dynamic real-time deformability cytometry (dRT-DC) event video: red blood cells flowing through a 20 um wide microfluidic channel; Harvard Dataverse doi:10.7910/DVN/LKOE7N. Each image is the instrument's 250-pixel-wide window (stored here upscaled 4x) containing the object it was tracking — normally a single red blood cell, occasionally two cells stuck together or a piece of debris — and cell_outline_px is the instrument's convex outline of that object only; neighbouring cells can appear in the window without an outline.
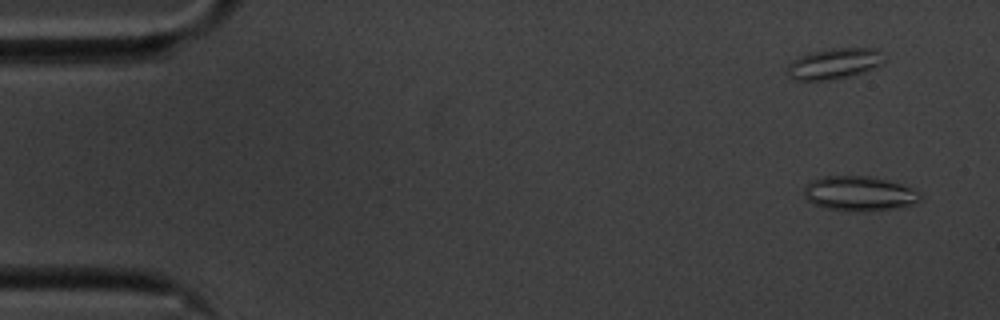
{"species": "common noctule bat (a hibernating species)", "species_latin": "Nyctalus noctula", "temperature_condition": "cold", "stored_images_in_passage": 55, "camera_frame_rate_fps": 3000, "um_per_image_px": 0.085, "animal": {"sex": "male", "body_mass_g": 20.1, "forearm_length_mm": 53.5}, "frame": {"image": 1, "passage_image": 2, "time_ms": 0.333, "image_size_px": [1000, 320], "cell_outline_px": [[924, 196], [920, 200], [912, 204], [900, 208], [860, 212], [828, 208], [812, 204], [804, 196], [804, 184], [812, 180], [824, 176], [868, 176], [888, 180], [912, 188], [920, 192]], "centroid_in_image_um": [73.05, 16.45], "position_along_channel_um": 12.0, "area_um2": 23.76}}
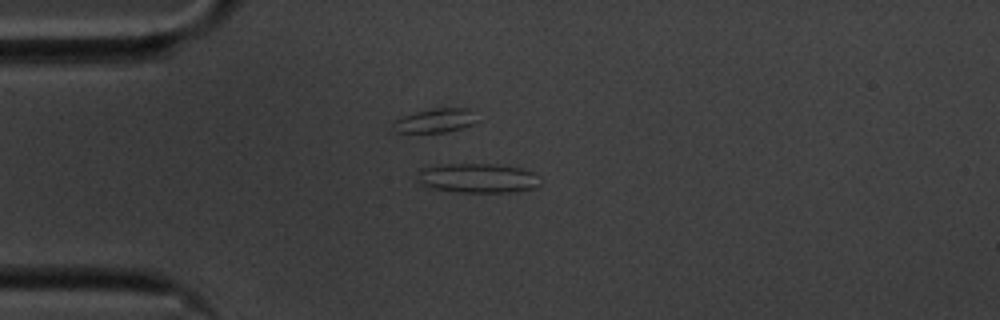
{"frame": {"image": 2, "passage_image": 13, "time_ms": 4.0, "image_size_px": [1000, 320], "cell_outline_px": [[540, 184], [532, 188], [516, 192], [460, 192], [432, 188], [424, 184], [420, 180], [420, 168], [440, 164], [496, 164], [520, 168], [532, 172], [540, 176]], "centroid_in_image_um": [40.67, 15.13], "position_along_channel_um": 44.3, "area_um2": 20.92}}